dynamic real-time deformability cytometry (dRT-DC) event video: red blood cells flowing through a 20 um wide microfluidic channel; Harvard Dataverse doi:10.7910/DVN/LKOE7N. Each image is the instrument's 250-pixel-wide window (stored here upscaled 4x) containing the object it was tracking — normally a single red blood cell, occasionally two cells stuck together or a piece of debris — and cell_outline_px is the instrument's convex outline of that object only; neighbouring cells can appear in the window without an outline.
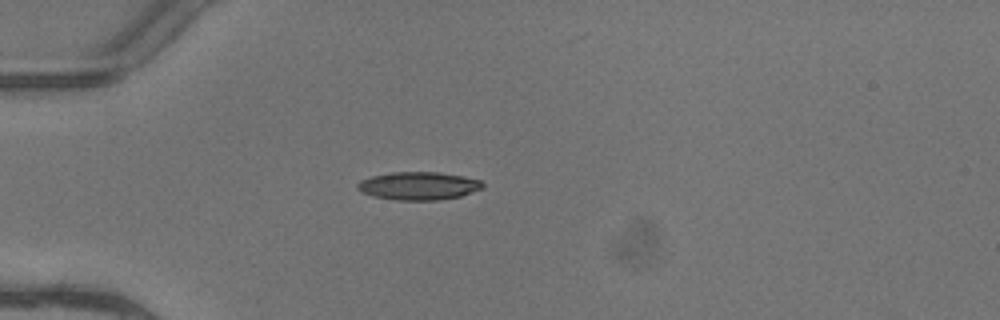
{"species": "common noctule bat (a hibernating species)", "species_latin": "Nyctalus noctula", "temperature_condition": "warm", "stored_images_in_passage": 2, "camera_frame_rate_fps": 3000, "um_per_image_px": 0.085, "animal": {"sex": "female"}, "frame": {"image": 1, "passage_image": 1, "time_ms": 0.0, "image_size_px": [1000, 320], "cell_outline_px": [[484, 188], [460, 196], [436, 200], [396, 200], [372, 196], [356, 188], [356, 184], [360, 180], [372, 176], [392, 172], [440, 172], [480, 180], [484, 184]], "centroid_in_image_um": [35.56, 15.8], "position_along_channel_um": 49.4, "area_um2": 20.35}}